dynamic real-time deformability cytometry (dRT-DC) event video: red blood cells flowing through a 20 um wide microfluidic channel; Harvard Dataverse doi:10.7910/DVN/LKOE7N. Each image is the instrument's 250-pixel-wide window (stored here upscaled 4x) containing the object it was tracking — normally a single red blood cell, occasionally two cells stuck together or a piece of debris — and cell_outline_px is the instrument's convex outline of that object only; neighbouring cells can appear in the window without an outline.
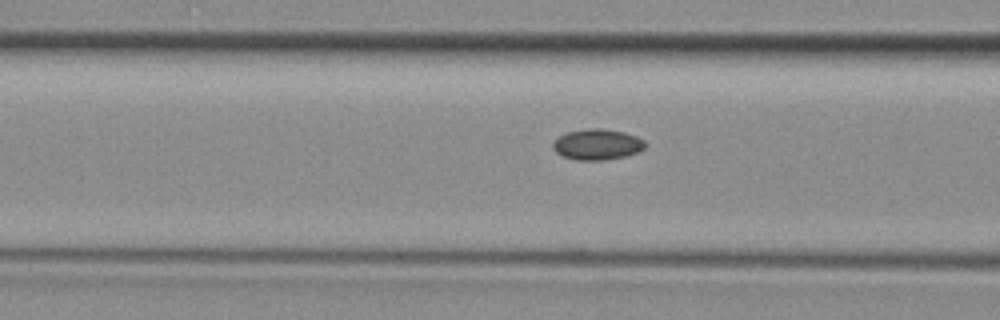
{"species": "common noctule bat (a hibernating species)", "species_latin": "Nyctalus noctula", "temperature_condition": "room temperature", "stored_images_in_passage": 29, "camera_frame_rate_fps": 3000, "um_per_image_px": 0.085, "animal": {"sex": "female", "body_mass_g": 29.2, "forearm_length_mm": 56.3}, "frame": {"image": 1, "passage_image": 10, "time_ms": 3.0, "image_size_px": [1000, 320], "cell_outline_px": [[644, 148], [636, 152], [624, 156], [604, 160], [576, 160], [564, 156], [556, 152], [552, 148], [552, 144], [560, 136], [568, 132], [588, 128], [600, 128], [624, 132], [636, 136], [644, 140]], "centroid_in_image_um": [50.75, 12.27], "position_along_channel_um": 115.8, "area_um2": 16.3}}
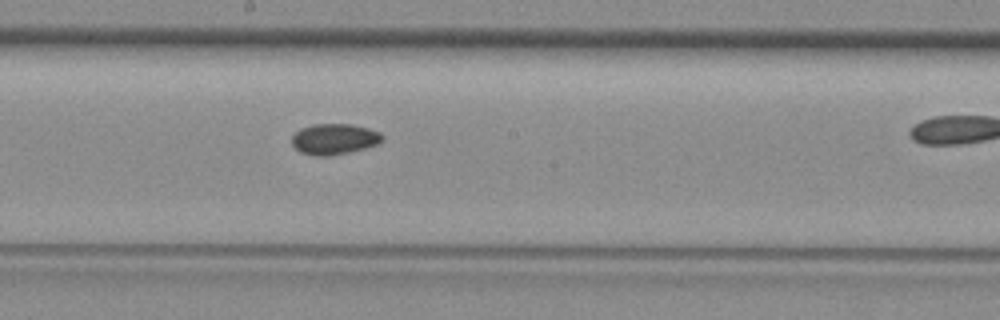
{"frame": {"image": 2, "passage_image": 17, "time_ms": 5.333, "image_size_px": [1000, 320], "cell_outline_px": [[384, 140], [376, 144], [364, 148], [348, 152], [324, 156], [316, 156], [300, 152], [292, 144], [292, 136], [300, 128], [312, 124], [352, 124], [368, 128], [380, 132], [384, 136]], "centroid_in_image_um": [28.41, 11.8], "position_along_channel_um": 219.8, "area_um2": 16.18}}
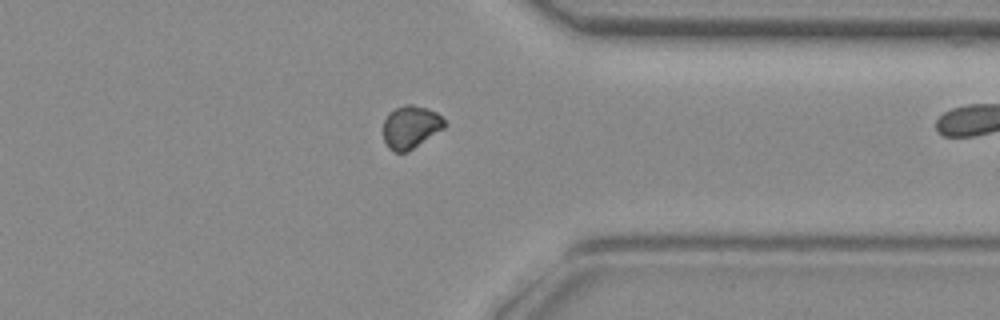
{"frame": {"image": 3, "passage_image": 28, "time_ms": 9.0, "image_size_px": [1000, 320], "cell_outline_px": [[444, 128], [408, 152], [396, 152], [388, 148], [384, 140], [384, 120], [388, 112], [404, 104], [412, 104], [428, 108], [436, 112], [444, 120]], "centroid_in_image_um": [34.89, 10.79], "position_along_channel_um": 376.5, "area_um2": 15.26}}